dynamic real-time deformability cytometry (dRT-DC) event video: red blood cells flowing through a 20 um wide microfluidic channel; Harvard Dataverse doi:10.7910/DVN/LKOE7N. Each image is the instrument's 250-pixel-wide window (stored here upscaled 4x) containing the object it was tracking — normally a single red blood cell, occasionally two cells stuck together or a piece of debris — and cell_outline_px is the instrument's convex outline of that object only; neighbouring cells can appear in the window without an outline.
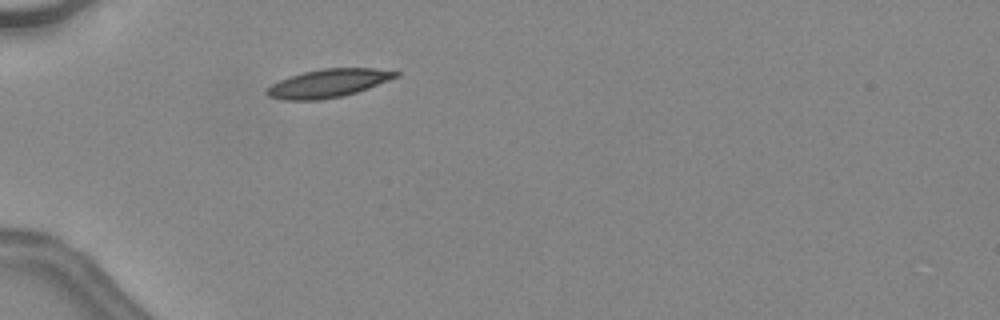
{"species": "common noctule bat (a hibernating species)", "species_latin": "Nyctalus noctula", "temperature_condition": "warm", "stored_images_in_passage": 32, "camera_frame_rate_fps": 3000, "um_per_image_px": 0.085, "animal": {"sex": "female", "body_mass_g": 24.6, "forearm_length_mm": 56.2}, "frame": {"image": 1, "passage_image": 1, "time_ms": 0.0, "image_size_px": [1000, 320], "cell_outline_px": [[400, 76], [368, 88], [356, 92], [340, 96], [320, 100], [284, 100], [268, 96], [264, 92], [272, 84], [280, 80], [304, 72], [324, 68], [376, 68], [400, 72]], "centroid_in_image_um": [27.92, 7.07], "position_along_channel_um": 57.1, "area_um2": 21.04}, "authors_computed_cell_mechanics": {"area_um2": 20.5768, "velocity_mm_per_s": 4.5172, "shape_relaxation_time_tau1_ms": 3.6844, "shape_relaxation_time_tau2_ms": 4.1764, "deformation_change_tau1": 0.1378, "deformation_change_tau2": 0.1085}}